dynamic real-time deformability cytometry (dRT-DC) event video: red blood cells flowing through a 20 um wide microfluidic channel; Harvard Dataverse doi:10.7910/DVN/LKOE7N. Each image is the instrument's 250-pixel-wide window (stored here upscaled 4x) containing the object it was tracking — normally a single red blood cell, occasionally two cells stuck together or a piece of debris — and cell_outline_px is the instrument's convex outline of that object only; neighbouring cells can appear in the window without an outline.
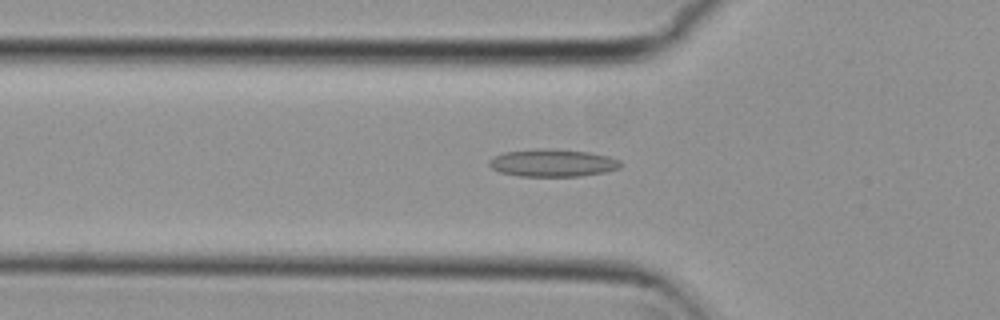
{"species": "common noctule bat (a hibernating species)", "species_latin": "Nyctalus noctula", "temperature_condition": "cold", "stored_images_in_passage": 46, "camera_frame_rate_fps": 3000, "um_per_image_px": 0.085, "animal": {"sex": "female", "body_mass_g": 29.2, "forearm_length_mm": 56.3}, "frame": {"image": 1, "passage_image": 10, "time_ms": 3.0, "image_size_px": [1000, 320], "cell_outline_px": [[620, 168], [604, 172], [576, 176], [520, 176], [500, 172], [492, 168], [488, 164], [488, 160], [504, 152], [540, 148], [548, 148], [588, 152], [608, 156], [620, 160]], "centroid_in_image_um": [46.95, 13.84], "position_along_channel_um": 78.8, "area_um2": 20.92}}
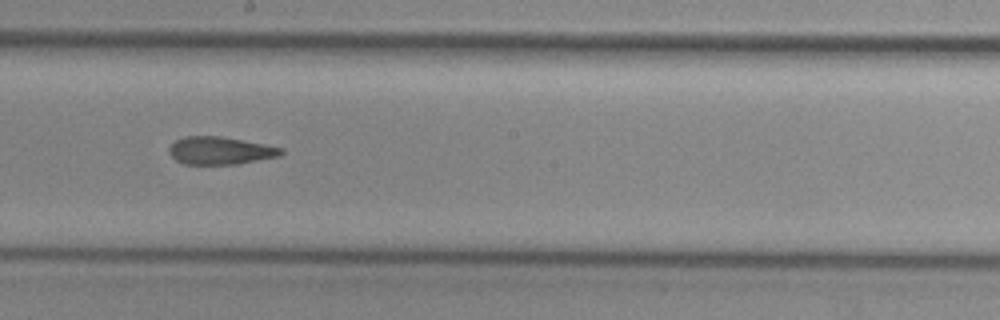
{"frame": {"image": 2, "passage_image": 22, "time_ms": 7.0, "image_size_px": [1000, 320], "cell_outline_px": [[284, 152], [280, 156], [236, 164], [184, 164], [176, 160], [168, 152], [168, 148], [176, 140], [184, 136], [220, 136], [284, 148]], "centroid_in_image_um": [18.71, 12.8], "position_along_channel_um": 229.5, "area_um2": 17.98}}
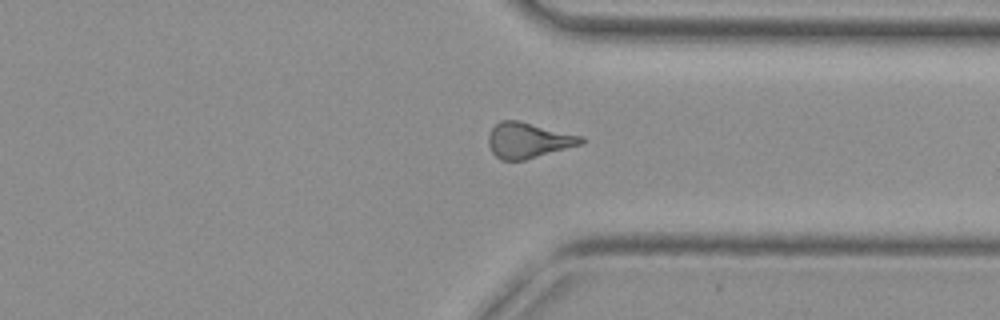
{"frame": {"image": 3, "passage_image": 33, "time_ms": 10.667, "image_size_px": [1000, 320], "cell_outline_px": [[584, 144], [524, 160], [500, 160], [492, 152], [488, 144], [488, 136], [492, 128], [500, 120], [516, 120], [584, 136]], "centroid_in_image_um": [44.92, 11.93], "position_along_channel_um": 366.5, "area_um2": 19.19}, "authors_computed_cell_mechanics": {"area_um2": 18.6116, "velocity_mm_per_s": 3.7506, "shape_relaxation_time_tau1_ms": null, "shape_relaxation_time_tau2_ms": 3.7765, "deformation_change_tau1": null, "deformation_change_tau2": 0.1304}}